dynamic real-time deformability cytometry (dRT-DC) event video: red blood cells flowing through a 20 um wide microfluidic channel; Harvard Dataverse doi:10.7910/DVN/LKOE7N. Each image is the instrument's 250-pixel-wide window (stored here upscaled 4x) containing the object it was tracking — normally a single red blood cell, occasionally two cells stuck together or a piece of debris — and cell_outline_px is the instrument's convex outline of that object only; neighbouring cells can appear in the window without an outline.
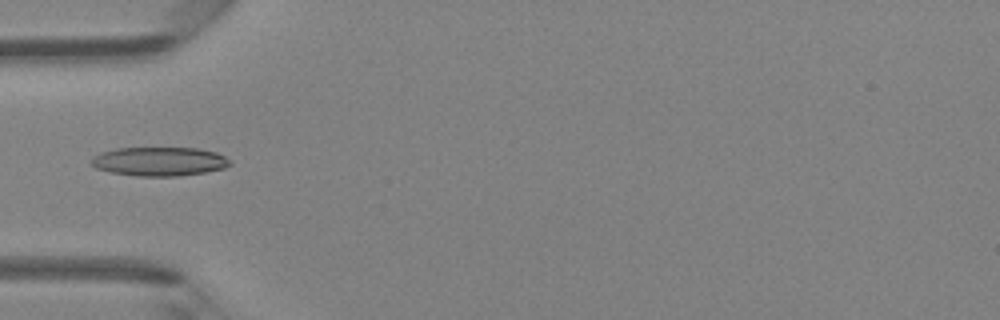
{"species": "Egyptian fruit bat (a non-hibernating species)", "species_latin": "Rousettus aegyptiacus", "temperature_condition": "room temperature", "stored_images_in_passage": 6, "camera_frame_rate_fps": 3000, "um_per_image_px": 0.085, "animal": {"sex": "female"}, "frame": {"image": 1, "passage_image": 5, "time_ms": 1.333, "image_size_px": [1000, 320], "cell_outline_px": [[232, 164], [224, 168], [204, 172], [176, 176], [136, 176], [112, 172], [96, 168], [92, 164], [92, 156], [100, 152], [116, 148], [196, 148], [216, 152], [232, 160]], "centroid_in_image_um": [13.56, 13.72], "position_along_channel_um": 71.4, "area_um2": 23.35}}
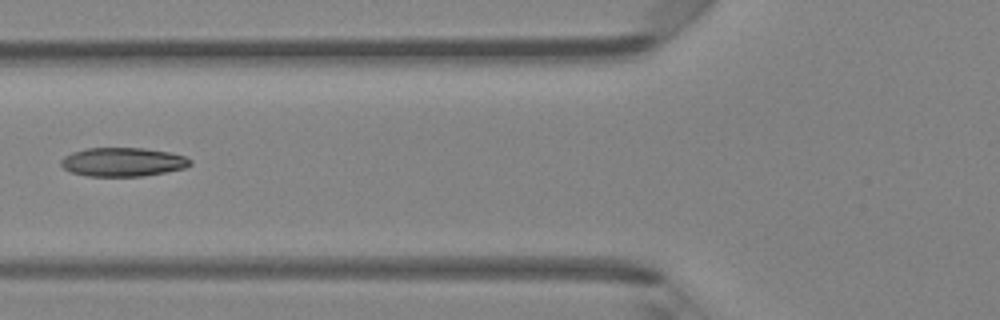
{"frame": {"image": 2, "passage_image": 6, "time_ms": 1.667, "image_size_px": [1000, 320], "cell_outline_px": [[192, 164], [184, 168], [144, 176], [88, 176], [72, 172], [64, 168], [60, 164], [60, 160], [64, 156], [72, 152], [88, 148], [144, 148], [168, 152], [184, 156], [192, 160]], "centroid_in_image_um": [10.43, 13.77], "position_along_channel_um": 115.4, "area_um2": 21.62}}